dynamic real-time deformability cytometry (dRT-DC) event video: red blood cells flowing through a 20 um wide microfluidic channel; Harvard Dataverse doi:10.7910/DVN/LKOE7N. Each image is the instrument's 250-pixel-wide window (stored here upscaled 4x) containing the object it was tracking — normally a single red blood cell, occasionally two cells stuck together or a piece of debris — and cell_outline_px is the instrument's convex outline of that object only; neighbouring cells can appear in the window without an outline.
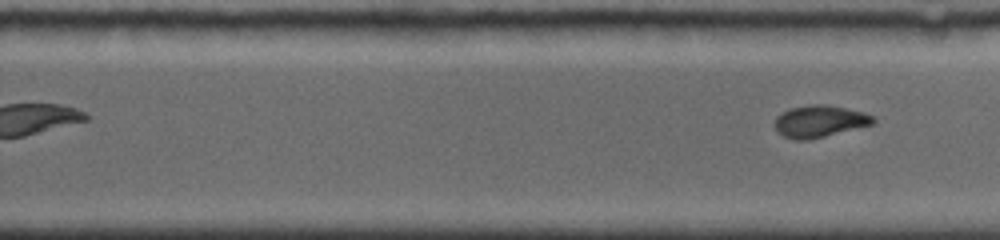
{"species": "common noctule bat (a hibernating species)", "species_latin": "Nyctalus noctula", "temperature_condition": "room temperature", "stored_images_in_passage": 9, "segment_of_instrument_passage": [2, 2], "camera_frame_rate_fps": 4000, "um_per_image_px": 0.085, "animal": {"sex": "female", "body_mass_g": 19.0, "forearm_length_mm": 56.7}, "frame": {"image": 1, "passage_image": 9, "time_ms": 7.5, "image_size_px": [1000, 240], "cell_outline_px": [[876, 120], [872, 124], [808, 140], [796, 140], [784, 136], [776, 132], [776, 116], [792, 108], [812, 104], [820, 104], [844, 108], [864, 112], [872, 116]], "centroid_in_image_um": [69.65, 10.32], "position_along_channel_um": 260.2, "area_um2": 17.86}}